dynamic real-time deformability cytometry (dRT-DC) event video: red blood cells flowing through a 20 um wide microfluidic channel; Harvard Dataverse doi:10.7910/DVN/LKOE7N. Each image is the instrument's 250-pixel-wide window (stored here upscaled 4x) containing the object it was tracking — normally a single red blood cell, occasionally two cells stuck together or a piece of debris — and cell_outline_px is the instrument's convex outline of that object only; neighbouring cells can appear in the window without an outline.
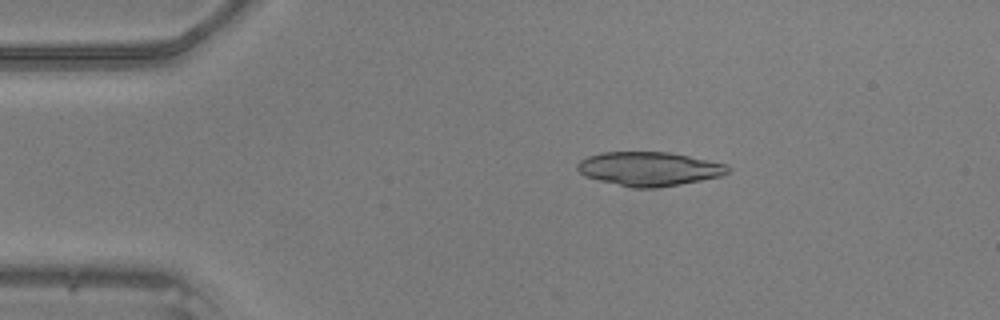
{"species": "common noctule bat (a hibernating species)", "species_latin": "Nyctalus noctula", "temperature_condition": "warm", "stored_images_in_passage": 11, "camera_frame_rate_fps": 3000, "um_per_image_px": 0.085, "animal": {"sex": "male", "body_mass_g": 20.5, "forearm_length_mm": 52.5}, "frame": {"image": 1, "passage_image": 9, "time_ms": 2.667, "image_size_px": [1000, 320], "cell_outline_px": [[728, 172], [720, 176], [680, 184], [656, 188], [632, 188], [584, 176], [576, 168], [576, 164], [580, 160], [588, 156], [600, 152], [668, 152], [728, 164]], "centroid_in_image_um": [55.14, 14.35], "position_along_channel_um": 29.9, "area_um2": 29.65}}